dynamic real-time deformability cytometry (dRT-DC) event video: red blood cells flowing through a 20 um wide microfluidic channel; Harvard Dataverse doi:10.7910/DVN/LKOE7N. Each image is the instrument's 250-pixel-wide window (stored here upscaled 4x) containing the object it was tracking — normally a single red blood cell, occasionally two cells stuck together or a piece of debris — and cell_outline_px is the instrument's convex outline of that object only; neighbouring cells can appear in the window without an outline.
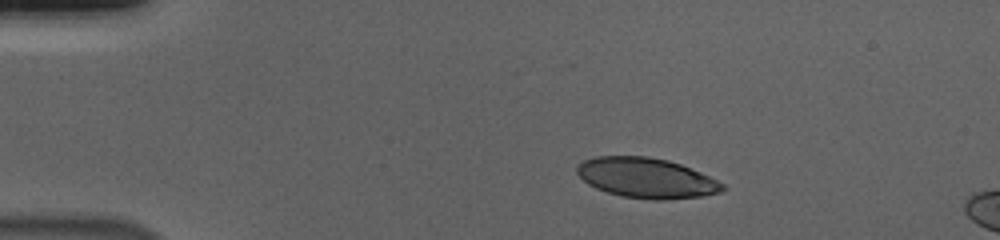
{"species": "human", "species_latin": "Homo sapiens", "temperature_condition": "cold", "stored_images_in_passage": 13, "camera_frame_rate_fps": 3000, "um_per_image_px": 0.085, "donor": {"sex": "male"}, "frame": {"image": 1, "passage_image": 8, "time_ms": 2.333, "image_size_px": [1000, 240], "cell_outline_px": [[728, 188], [720, 192], [704, 196], [664, 200], [656, 200], [620, 196], [596, 188], [588, 184], [576, 172], [576, 164], [584, 160], [596, 156], [648, 156], [668, 160], [680, 164], [700, 172], [724, 184]], "centroid_in_image_um": [54.94, 15.12], "position_along_channel_um": 30.1, "area_um2": 34.1}}